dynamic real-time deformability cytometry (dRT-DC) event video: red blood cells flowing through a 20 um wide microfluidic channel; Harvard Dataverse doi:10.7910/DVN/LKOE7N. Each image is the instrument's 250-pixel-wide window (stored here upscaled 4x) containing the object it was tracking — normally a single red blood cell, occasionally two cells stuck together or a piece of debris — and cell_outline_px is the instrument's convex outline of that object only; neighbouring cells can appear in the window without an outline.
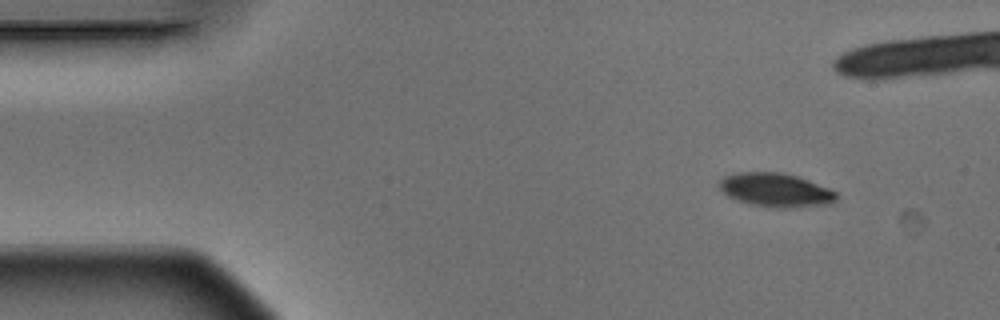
{"species": "Egyptian fruit bat (a non-hibernating species)", "species_latin": "Rousettus aegyptiacus", "temperature_condition": "warm", "stored_images_in_passage": 11, "camera_frame_rate_fps": 3000, "um_per_image_px": 0.085, "animal": {"sex": "male"}, "frame": {"image": 1, "passage_image": 1, "time_ms": 0.0, "image_size_px": [1000, 320], "cell_outline_px": [[836, 200], [828, 204], [792, 208], [776, 208], [752, 204], [728, 196], [716, 184], [724, 176], [736, 172], [780, 172], [796, 176], [808, 180], [828, 188], [836, 192]], "centroid_in_image_um": [65.91, 16.14], "position_along_channel_um": 19.1, "area_um2": 22.89}}
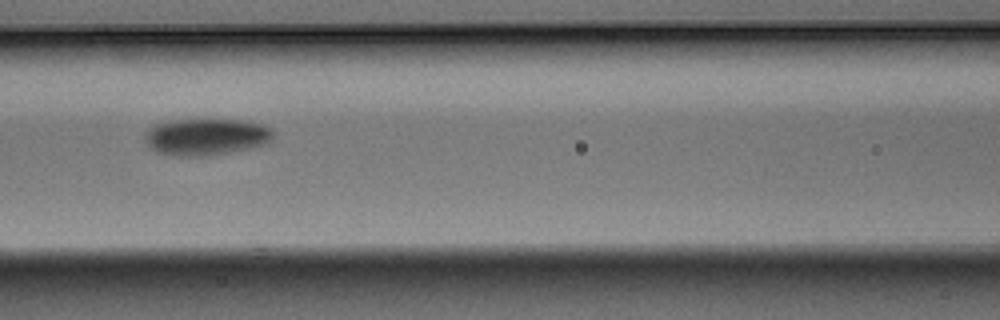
{"frame": {"image": 2, "passage_image": 8, "time_ms": 2.333, "image_size_px": [1000, 320], "cell_outline_px": [[272, 140], [268, 144], [208, 156], [172, 156], [156, 152], [144, 140], [144, 136], [148, 128], [156, 124], [172, 120], [240, 120], [260, 124], [268, 128], [272, 132]], "centroid_in_image_um": [17.48, 11.64], "position_along_channel_um": 149.1, "area_um2": 27.34}}
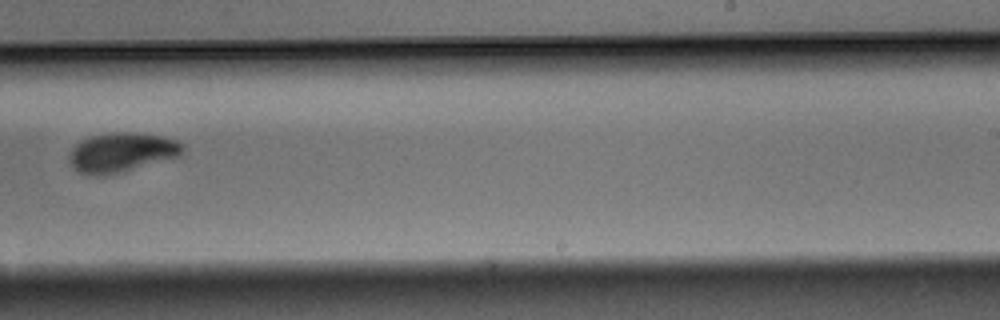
{"frame": {"image": 3, "passage_image": 11, "time_ms": 3.333, "image_size_px": [1000, 320], "cell_outline_px": [[184, 156], [112, 176], [88, 176], [80, 172], [68, 160], [68, 156], [72, 148], [80, 140], [88, 136], [112, 132], [140, 132], [164, 136], [176, 140], [184, 144]], "centroid_in_image_um": [10.4, 12.97], "position_along_channel_um": 278.6, "area_um2": 27.28}}